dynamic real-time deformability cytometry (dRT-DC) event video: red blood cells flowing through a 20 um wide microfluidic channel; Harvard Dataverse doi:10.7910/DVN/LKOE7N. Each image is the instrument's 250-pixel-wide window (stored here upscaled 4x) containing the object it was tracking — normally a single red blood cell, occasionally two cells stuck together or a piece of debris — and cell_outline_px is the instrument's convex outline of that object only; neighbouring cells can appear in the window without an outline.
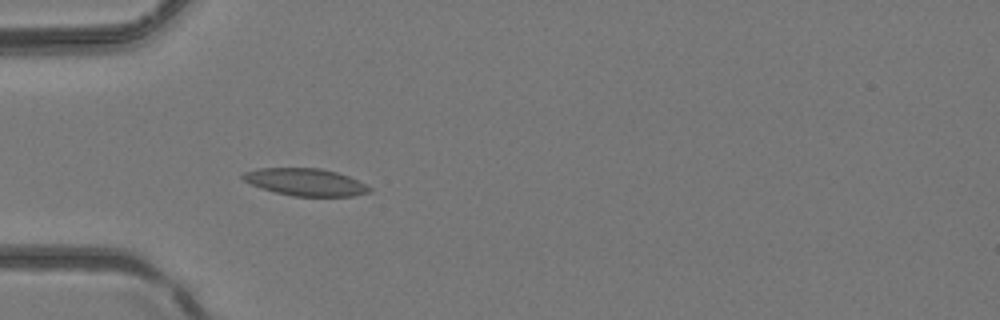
{"species": "common noctule bat (a hibernating species)", "species_latin": "Nyctalus noctula", "temperature_condition": "room temperature", "stored_images_in_passage": 5, "camera_frame_rate_fps": 3000, "um_per_image_px": 0.085, "animal": {"sex": "female", "body_mass_g": 24.6, "forearm_length_mm": 56.2}, "frame": {"image": 1, "passage_image": 5, "time_ms": 1.333, "image_size_px": [1000, 320], "cell_outline_px": [[372, 192], [352, 196], [292, 196], [260, 188], [244, 180], [240, 176], [244, 172], [256, 168], [320, 168], [336, 172], [348, 176], [372, 188]], "centroid_in_image_um": [25.95, 15.47], "position_along_channel_um": 59.0, "area_um2": 20.06}}